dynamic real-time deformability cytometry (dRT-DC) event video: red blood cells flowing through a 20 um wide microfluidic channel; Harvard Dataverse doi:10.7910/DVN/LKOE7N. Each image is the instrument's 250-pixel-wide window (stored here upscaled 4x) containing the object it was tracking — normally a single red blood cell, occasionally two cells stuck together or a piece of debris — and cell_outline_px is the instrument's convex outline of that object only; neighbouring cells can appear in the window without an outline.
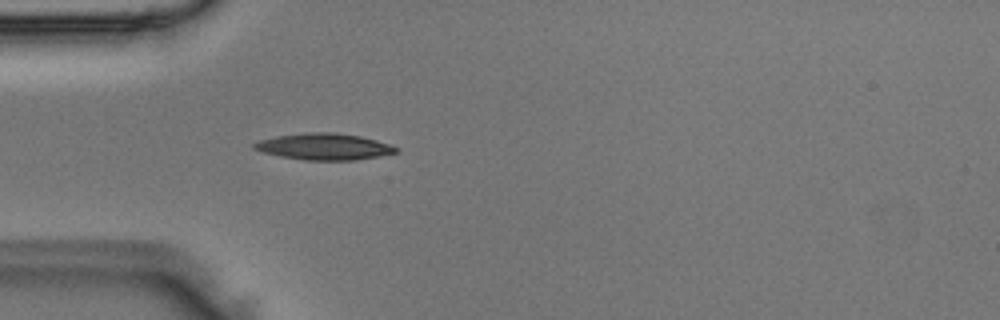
{"species": "Egyptian fruit bat (a non-hibernating species)", "species_latin": "Rousettus aegyptiacus", "temperature_condition": "room temperature", "stored_images_in_passage": 4, "camera_frame_rate_fps": 3000, "um_per_image_px": 0.085, "animal": {"sex": "male"}, "frame": {"image": 1, "passage_image": 4, "time_ms": 1.0, "image_size_px": [1000, 320], "cell_outline_px": [[400, 152], [380, 156], [356, 160], [304, 160], [280, 156], [264, 152], [252, 148], [252, 144], [260, 140], [276, 136], [304, 132], [332, 132], [360, 136], [376, 140], [400, 148]], "centroid_in_image_um": [27.57, 12.46], "position_along_channel_um": 57.4, "area_um2": 21.96}}